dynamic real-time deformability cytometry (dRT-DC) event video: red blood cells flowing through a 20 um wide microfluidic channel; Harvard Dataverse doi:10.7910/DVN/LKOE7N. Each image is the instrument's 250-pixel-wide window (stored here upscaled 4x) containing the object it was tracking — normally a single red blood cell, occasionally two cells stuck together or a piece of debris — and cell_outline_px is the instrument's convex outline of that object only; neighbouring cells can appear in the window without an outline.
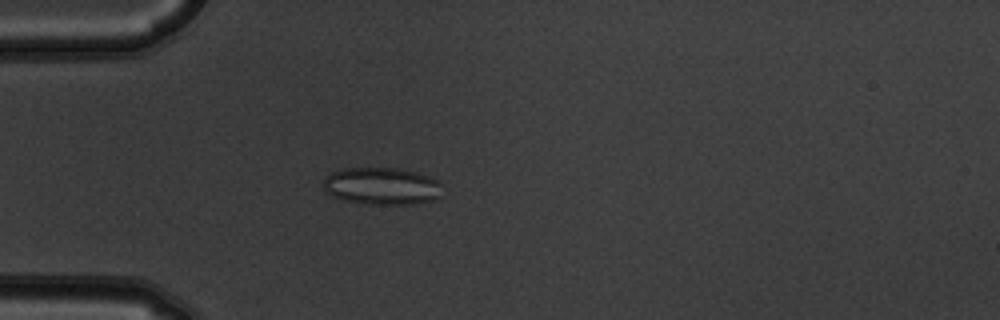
{"species": "common noctule bat (a hibernating species)", "species_latin": "Nyctalus noctula", "temperature_condition": "warm", "stored_images_in_passage": 4, "camera_frame_rate_fps": 3000, "um_per_image_px": 0.085, "animal": {"sex": "male", "body_mass_g": 19.5, "forearm_length_mm": 54.6}, "frame": {"image": 1, "passage_image": 4, "time_ms": 1.0, "image_size_px": [1000, 320], "cell_outline_px": [[440, 196], [432, 200], [416, 204], [364, 204], [332, 196], [324, 192], [324, 176], [332, 172], [344, 168], [396, 168], [416, 172], [440, 180]], "centroid_in_image_um": [32.44, 15.81], "position_along_channel_um": 52.6, "area_um2": 25.89}}